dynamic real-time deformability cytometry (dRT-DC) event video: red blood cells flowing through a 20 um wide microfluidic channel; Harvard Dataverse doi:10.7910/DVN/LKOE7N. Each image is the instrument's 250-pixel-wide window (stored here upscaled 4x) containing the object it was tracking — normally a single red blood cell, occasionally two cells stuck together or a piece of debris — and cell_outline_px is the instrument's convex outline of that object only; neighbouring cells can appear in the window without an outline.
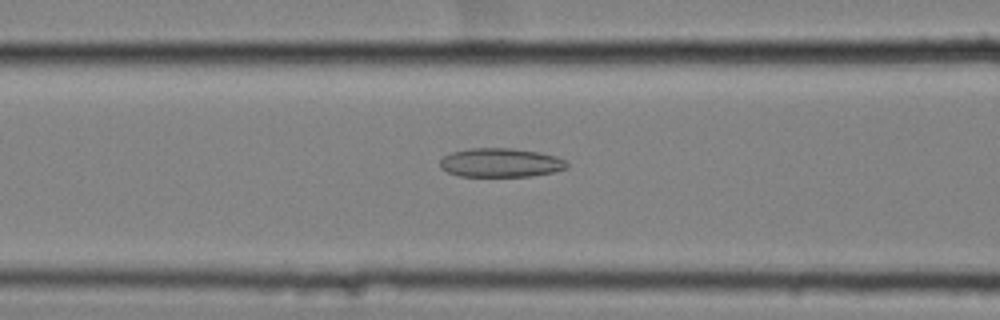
{"species": "common noctule bat (a hibernating species)", "species_latin": "Nyctalus noctula", "temperature_condition": "cold", "stored_images_in_passage": 58, "camera_frame_rate_fps": 3000, "um_per_image_px": 0.085, "animal": {"sex": "female", "body_mass_g": 25.1}, "frame": {"image": 1, "passage_image": 25, "time_ms": 8.0, "image_size_px": [1000, 320], "cell_outline_px": [[568, 168], [552, 172], [532, 176], [460, 176], [448, 172], [440, 168], [440, 160], [444, 156], [452, 152], [472, 148], [512, 148], [540, 152], [556, 156], [564, 160], [568, 164]], "centroid_in_image_um": [42.56, 13.82], "position_along_channel_um": 124.0, "area_um2": 21.39}}
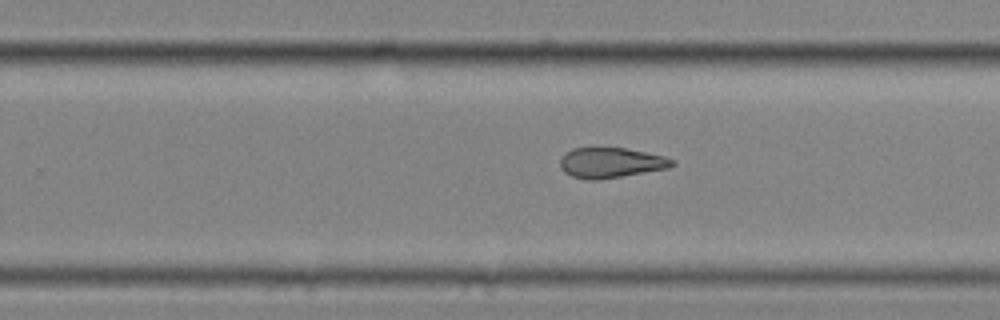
{"frame": {"image": 2, "passage_image": 38, "time_ms": 12.333, "image_size_px": [1000, 320], "cell_outline_px": [[676, 164], [668, 168], [596, 180], [588, 180], [572, 176], [564, 172], [560, 168], [560, 160], [572, 148], [624, 148], [664, 156], [676, 160]], "centroid_in_image_um": [51.93, 13.83], "position_along_channel_um": 277.9, "area_um2": 19.48}}
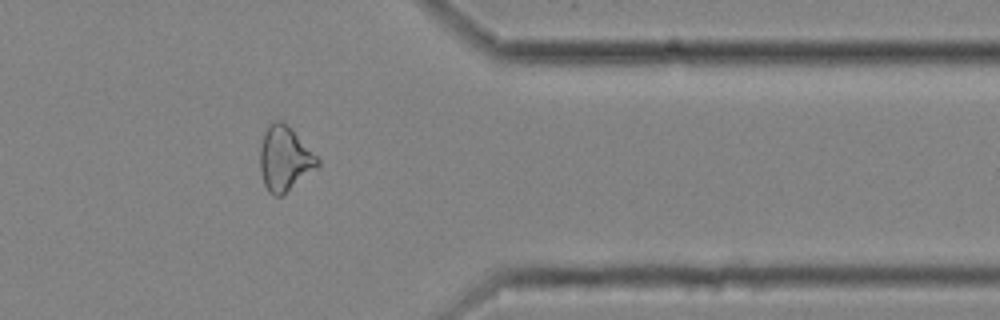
{"frame": {"image": 3, "passage_image": 48, "time_ms": 15.667, "image_size_px": [1000, 320], "cell_outline_px": [[320, 164], [316, 168], [280, 196], [276, 196], [268, 192], [264, 184], [260, 172], [260, 148], [264, 132], [268, 124], [276, 120], [280, 120], [320, 160]], "centroid_in_image_um": [24.14, 13.51], "position_along_channel_um": 387.3, "area_um2": 20.87}, "authors_computed_cell_mechanics": {"area_um2": 22.7443, "velocity_mm_per_s": 3.5519, "shape_relaxation_time_tau1_ms": null, "shape_relaxation_time_tau2_ms": 3.158, "deformation_change_tau1": null, "deformation_change_tau2": 0.1097}}